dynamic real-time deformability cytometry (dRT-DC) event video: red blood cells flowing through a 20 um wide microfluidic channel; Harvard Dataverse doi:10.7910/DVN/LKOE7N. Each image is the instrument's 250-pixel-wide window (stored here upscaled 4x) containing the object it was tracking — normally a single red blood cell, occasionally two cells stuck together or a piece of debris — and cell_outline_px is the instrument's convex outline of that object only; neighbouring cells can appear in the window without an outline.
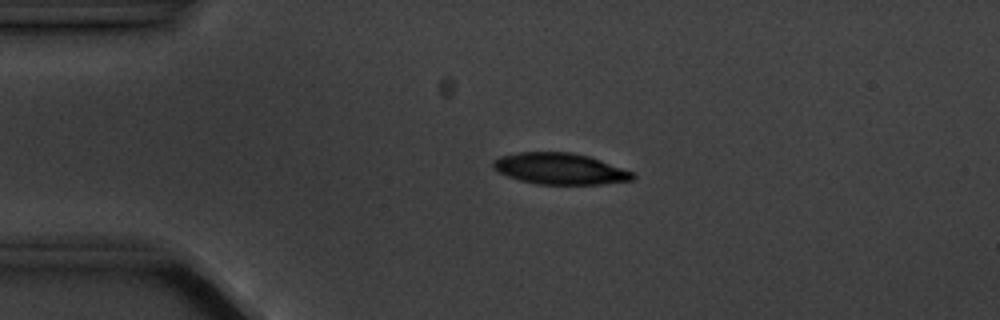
{"species": "common noctule bat (a hibernating species)", "species_latin": "Nyctalus noctula", "temperature_condition": "cold", "stored_images_in_passage": 5, "camera_frame_rate_fps": 3000, "um_per_image_px": 0.085, "animal": {"sex": "male", "body_mass_g": 20.1, "forearm_length_mm": 53.5}, "frame": {"image": 1, "passage_image": 4, "time_ms": 3.333, "image_size_px": [1000, 320], "cell_outline_px": [[636, 176], [632, 180], [600, 184], [540, 184], [520, 180], [508, 176], [492, 168], [492, 160], [500, 156], [520, 152], [572, 152], [588, 156], [600, 160], [632, 172]], "centroid_in_image_um": [47.56, 14.33], "position_along_channel_um": 37.4, "area_um2": 25.2}}